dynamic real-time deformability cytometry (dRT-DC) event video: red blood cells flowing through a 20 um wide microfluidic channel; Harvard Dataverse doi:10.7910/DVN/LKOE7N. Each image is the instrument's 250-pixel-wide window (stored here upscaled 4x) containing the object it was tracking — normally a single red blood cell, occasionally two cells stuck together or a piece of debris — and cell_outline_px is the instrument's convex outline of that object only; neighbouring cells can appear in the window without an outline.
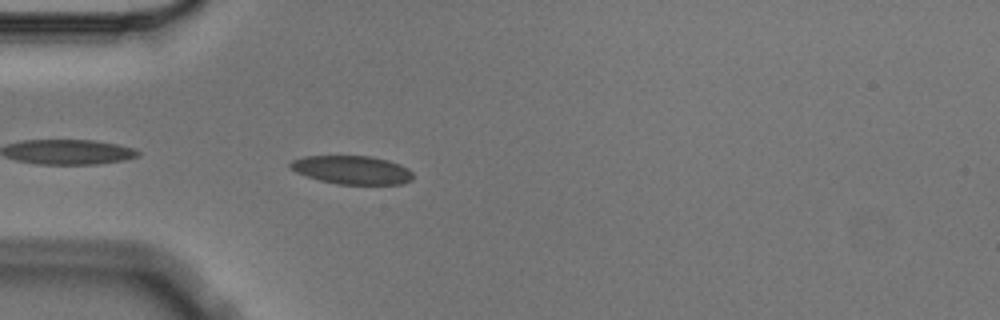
{"species": "Egyptian fruit bat (a non-hibernating species)", "species_latin": "Rousettus aegyptiacus", "temperature_condition": "cold", "stored_images_in_passage": 3, "camera_frame_rate_fps": 3000, "um_per_image_px": 0.085, "animal": {"sex": "male"}, "frame": {"image": 1, "passage_image": 3, "time_ms": 0.667, "image_size_px": [1000, 320], "cell_outline_px": [[412, 180], [400, 184], [336, 184], [320, 180], [296, 172], [288, 168], [288, 164], [292, 160], [304, 156], [372, 156], [388, 160], [400, 164], [408, 168], [412, 172]], "centroid_in_image_um": [29.9, 14.44], "position_along_channel_um": 55.1, "area_um2": 20.4}}